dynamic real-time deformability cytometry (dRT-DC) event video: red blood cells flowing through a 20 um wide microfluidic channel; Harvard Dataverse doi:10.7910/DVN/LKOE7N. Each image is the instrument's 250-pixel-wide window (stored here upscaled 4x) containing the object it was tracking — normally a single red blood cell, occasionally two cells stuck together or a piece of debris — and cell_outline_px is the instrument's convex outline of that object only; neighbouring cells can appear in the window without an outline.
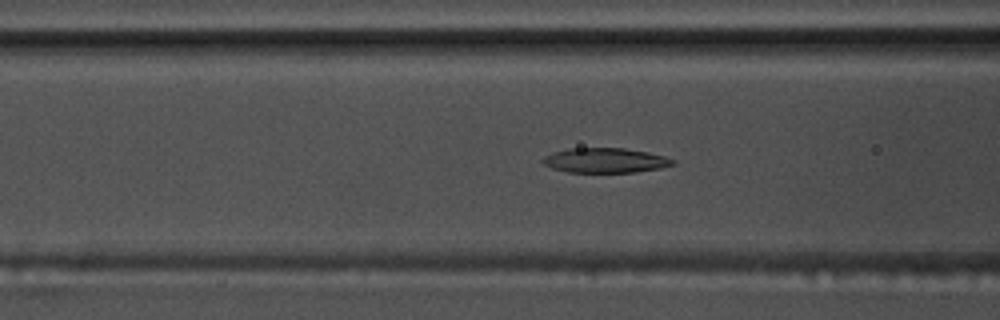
{"species": "common noctule bat (a hibernating species)", "species_latin": "Nyctalus noctula", "temperature_condition": "warm", "stored_images_in_passage": 51, "camera_frame_rate_fps": 3000, "um_per_image_px": 0.085, "animal": {"sex": "male", "body_mass_g": 17.5, "forearm_length_mm": 52.3}, "frame": {"image": 1, "passage_image": 18, "time_ms": 5.667, "image_size_px": [1000, 320], "cell_outline_px": [[676, 164], [660, 168], [636, 172], [568, 172], [552, 168], [544, 164], [540, 160], [544, 156], [568, 148], [624, 148], [648, 152], [664, 156], [676, 160]], "centroid_in_image_um": [51.47, 13.63], "position_along_channel_um": 115.1, "area_um2": 18.79}}
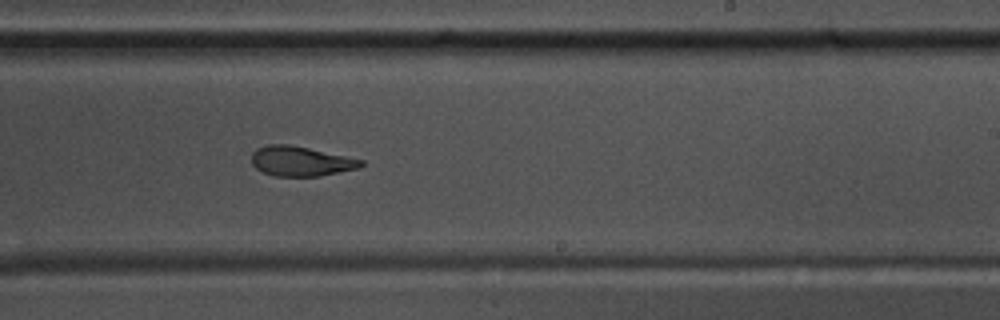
{"frame": {"image": 2, "passage_image": 30, "time_ms": 9.667, "image_size_px": [1000, 320], "cell_outline_px": [[364, 164], [356, 168], [320, 176], [276, 176], [264, 172], [256, 168], [252, 164], [252, 152], [256, 148], [268, 144], [288, 144], [308, 148], [364, 160]], "centroid_in_image_um": [25.53, 13.69], "position_along_channel_um": 263.5, "area_um2": 18.79}}
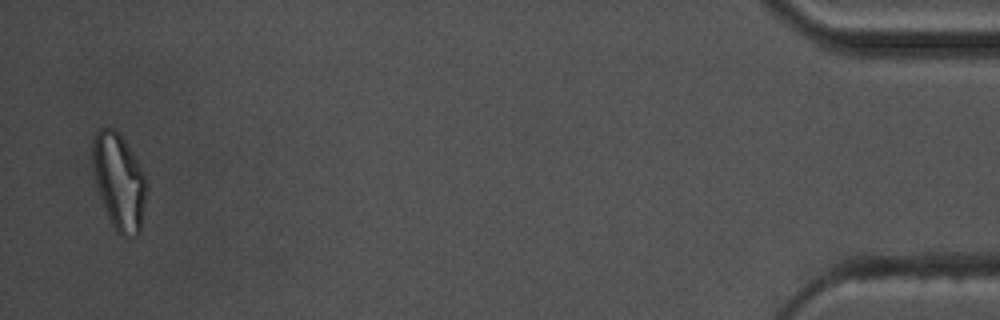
{"frame": {"image": 3, "passage_image": 50, "time_ms": 16.333, "image_size_px": [1000, 320], "cell_outline_px": [[144, 204], [140, 232], [136, 236], [124, 240], [116, 232], [108, 216], [100, 196], [92, 168], [92, 140], [96, 128], [116, 128], [124, 140], [144, 172]], "centroid_in_image_um": [10.08, 15.43], "position_along_channel_um": 425.1, "area_um2": 30.06}, "authors_computed_cell_mechanics": {"area_um2": 20.1144, "velocity_mm_per_s": 3.7198, "shape_relaxation_time_tau1_ms": null, "shape_relaxation_time_tau2_ms": 4.3044, "deformation_change_tau1": null, "deformation_change_tau2": 0.1079}}